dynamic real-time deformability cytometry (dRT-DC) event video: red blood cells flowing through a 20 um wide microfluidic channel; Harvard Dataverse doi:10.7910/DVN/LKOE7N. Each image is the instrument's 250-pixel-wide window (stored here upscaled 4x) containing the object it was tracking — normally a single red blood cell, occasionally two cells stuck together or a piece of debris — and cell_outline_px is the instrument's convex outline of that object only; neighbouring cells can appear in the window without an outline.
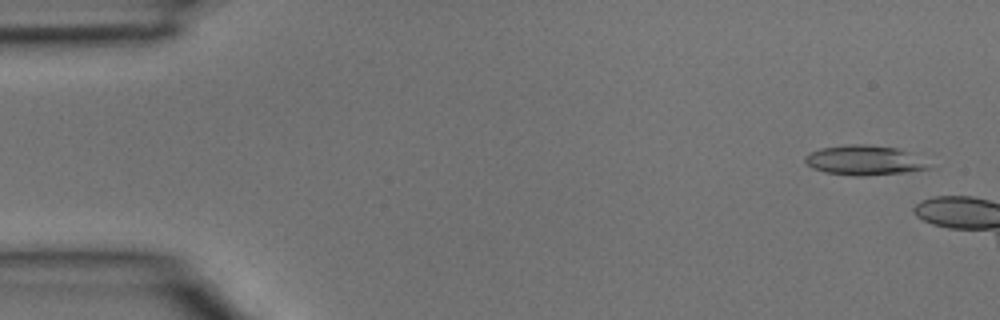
{"species": "common noctule bat (a hibernating species)", "species_latin": "Nyctalus noctula", "temperature_condition": "room temperature", "stored_images_in_passage": 3, "camera_frame_rate_fps": 3000, "um_per_image_px": 0.085, "animal": {"sex": "male", "body_mass_g": 15.6}, "frame": {"image": 1, "passage_image": 3, "time_ms": 0.667, "image_size_px": [1000, 320], "cell_outline_px": [[936, 168], [908, 172], [864, 176], [856, 176], [824, 172], [812, 168], [804, 160], [804, 156], [820, 148], [852, 144], [864, 144], [896, 148]], "centroid_in_image_um": [73.42, 13.64], "position_along_channel_um": 11.6, "area_um2": 21.1}}